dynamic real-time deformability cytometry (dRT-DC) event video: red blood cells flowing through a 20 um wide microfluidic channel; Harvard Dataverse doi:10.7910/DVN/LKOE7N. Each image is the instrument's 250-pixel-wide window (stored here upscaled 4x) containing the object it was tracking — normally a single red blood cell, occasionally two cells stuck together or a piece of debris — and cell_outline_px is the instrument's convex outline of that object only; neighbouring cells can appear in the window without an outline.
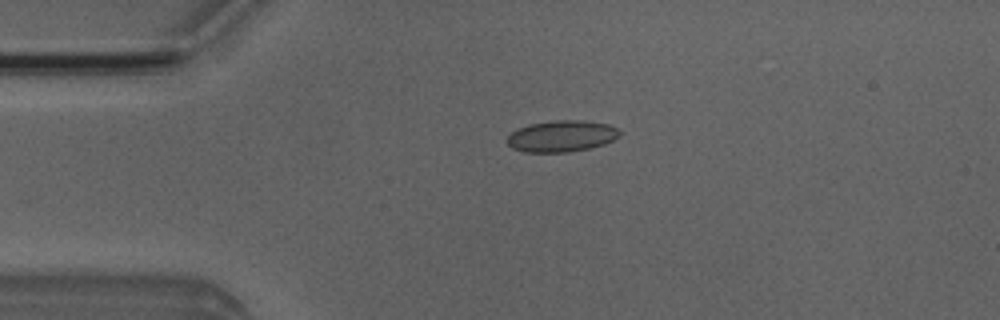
{"species": "Egyptian fruit bat (a non-hibernating species)", "species_latin": "Rousettus aegyptiacus", "temperature_condition": "room temperature", "stored_images_in_passage": 3, "camera_frame_rate_fps": 3000, "um_per_image_px": 0.085, "animal": {"sex": "male"}, "frame": {"image": 1, "passage_image": 2, "time_ms": 1.333, "image_size_px": [1000, 320], "cell_outline_px": [[620, 136], [604, 144], [588, 148], [568, 152], [524, 152], [512, 148], [504, 140], [516, 128], [528, 124], [556, 120], [580, 120], [608, 124], [616, 128], [620, 132]], "centroid_in_image_um": [47.69, 11.57], "position_along_channel_um": 37.3, "area_um2": 20.63}}